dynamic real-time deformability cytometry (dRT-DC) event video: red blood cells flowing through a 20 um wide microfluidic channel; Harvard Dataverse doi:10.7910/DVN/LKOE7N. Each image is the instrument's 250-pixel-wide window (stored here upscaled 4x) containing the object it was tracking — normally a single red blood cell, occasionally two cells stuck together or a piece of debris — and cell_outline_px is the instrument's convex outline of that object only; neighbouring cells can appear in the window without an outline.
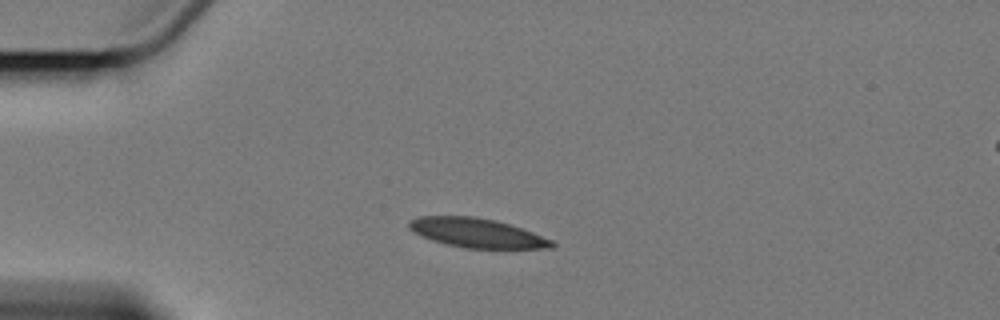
{"species": "Egyptian fruit bat (a non-hibernating species)", "species_latin": "Rousettus aegyptiacus", "temperature_condition": "cold", "stored_images_in_passage": 4, "camera_frame_rate_fps": 3000, "um_per_image_px": 0.085, "animal": {"sex": "female"}, "frame": {"image": 1, "passage_image": 3, "time_ms": 2.333, "image_size_px": [1000, 320], "cell_outline_px": [[556, 244], [552, 248], [464, 248], [432, 240], [412, 232], [408, 228], [408, 220], [420, 216], [476, 216], [496, 220], [532, 232], [552, 240]], "centroid_in_image_um": [40.49, 19.79], "position_along_channel_um": 44.5, "area_um2": 24.28}}